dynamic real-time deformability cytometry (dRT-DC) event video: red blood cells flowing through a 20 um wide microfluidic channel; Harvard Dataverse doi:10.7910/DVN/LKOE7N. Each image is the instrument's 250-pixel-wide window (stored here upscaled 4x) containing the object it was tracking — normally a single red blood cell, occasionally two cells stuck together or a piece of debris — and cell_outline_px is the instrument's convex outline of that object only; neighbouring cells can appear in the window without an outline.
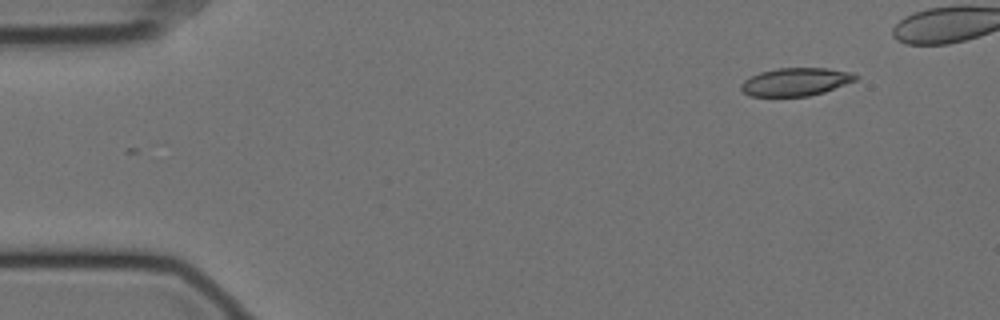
{"species": "Egyptian fruit bat (a non-hibernating species)", "species_latin": "Rousettus aegyptiacus", "temperature_condition": "cold", "stored_images_in_passage": 45, "camera_frame_rate_fps": 3000, "um_per_image_px": 0.085, "animal": {"sex": "female"}, "frame": {"image": 1, "passage_image": 1, "time_ms": 0.0, "image_size_px": [1000, 320], "cell_outline_px": [[860, 76], [856, 80], [824, 92], [808, 96], [752, 96], [744, 92], [740, 88], [740, 84], [744, 80], [760, 72], [776, 68], [828, 68], [852, 72]], "centroid_in_image_um": [67.65, 6.95], "position_along_channel_um": 17.3, "area_um2": 18.67}}
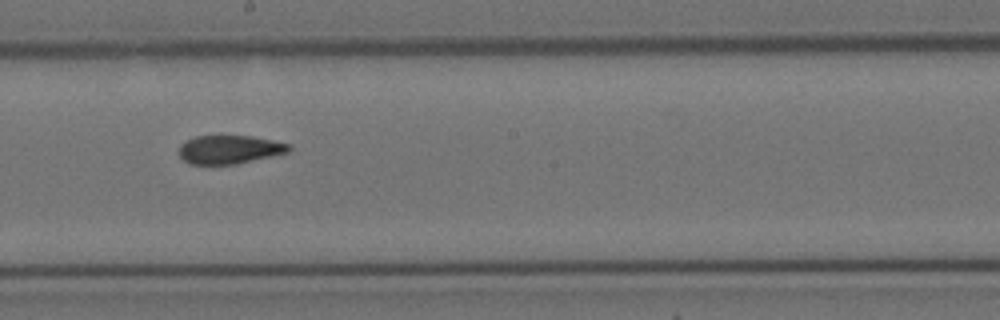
{"frame": {"image": 2, "passage_image": 27, "time_ms": 8.667, "image_size_px": [1000, 320], "cell_outline_px": [[292, 152], [236, 164], [188, 164], [180, 156], [180, 144], [196, 136], [252, 136], [292, 144]], "centroid_in_image_um": [19.58, 12.71], "position_along_channel_um": 228.6, "area_um2": 18.38}}
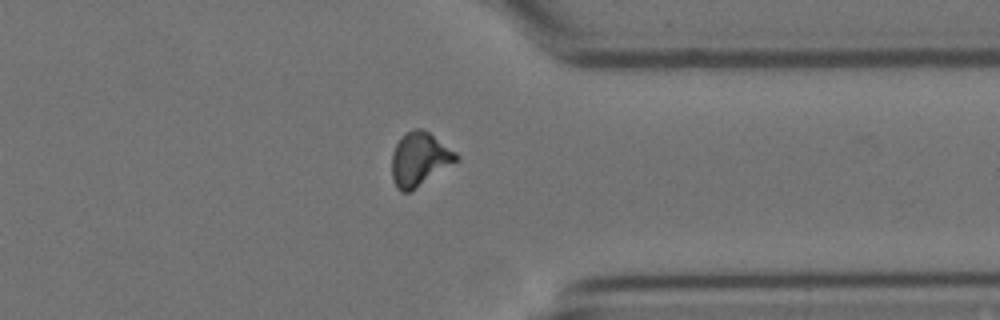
{"frame": {"image": 3, "passage_image": 40, "time_ms": 13.0, "image_size_px": [1000, 320], "cell_outline_px": [[460, 160], [408, 192], [400, 192], [396, 188], [392, 176], [392, 152], [396, 144], [408, 132], [416, 128], [420, 128], [428, 132], [456, 152], [460, 156]], "centroid_in_image_um": [35.67, 13.54], "position_along_channel_um": 375.7, "area_um2": 19.83}}